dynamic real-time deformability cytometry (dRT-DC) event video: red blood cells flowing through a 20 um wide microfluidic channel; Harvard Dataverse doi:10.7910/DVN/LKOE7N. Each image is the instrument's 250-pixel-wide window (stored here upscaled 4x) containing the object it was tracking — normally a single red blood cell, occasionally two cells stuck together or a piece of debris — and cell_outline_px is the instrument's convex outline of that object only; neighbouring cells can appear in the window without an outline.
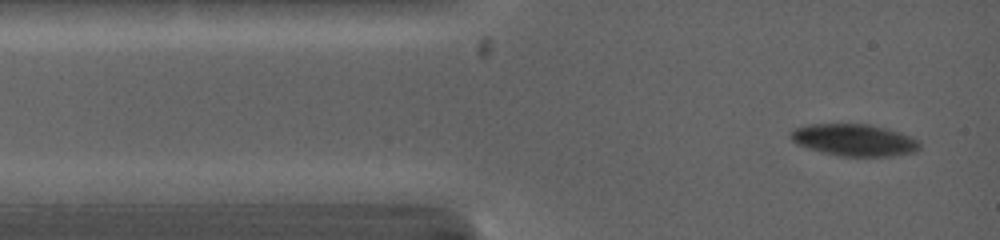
{"species": "common noctule bat (a hibernating species)", "species_latin": "Nyctalus noctula", "temperature_condition": "warm", "stored_images_in_passage": 2, "camera_frame_rate_fps": 5000, "um_per_image_px": 0.085, "animal": {"sex": "female", "body_mass_g": 19.0, "forearm_length_mm": 53.3}, "frame": {"image": 1, "passage_image": 2, "time_ms": 1.2, "image_size_px": [1000, 240], "cell_outline_px": [[920, 148], [916, 152], [892, 156], [840, 156], [808, 148], [796, 144], [788, 136], [792, 128], [808, 124], [868, 124], [888, 128], [900, 132], [920, 140]], "centroid_in_image_um": [72.61, 11.89], "position_along_channel_um": 12.4, "area_um2": 24.28}}